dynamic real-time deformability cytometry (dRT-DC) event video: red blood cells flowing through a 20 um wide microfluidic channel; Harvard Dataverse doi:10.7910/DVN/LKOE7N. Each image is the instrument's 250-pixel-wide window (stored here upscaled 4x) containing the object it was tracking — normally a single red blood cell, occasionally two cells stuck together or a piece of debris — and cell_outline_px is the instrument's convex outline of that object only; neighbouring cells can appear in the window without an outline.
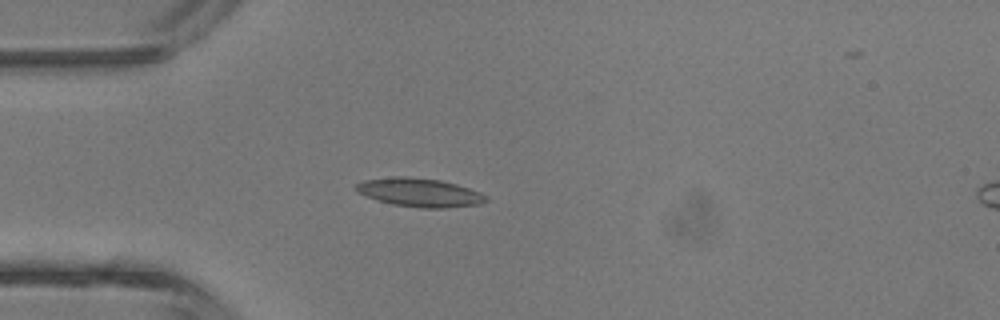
{"species": "common noctule bat (a hibernating species)", "species_latin": "Nyctalus noctula", "temperature_condition": "room temperature", "stored_images_in_passage": 2, "camera_frame_rate_fps": 3000, "um_per_image_px": 0.085, "animal": {"sex": "male", "body_mass_g": 13.3}, "frame": {"image": 1, "passage_image": 2, "time_ms": 2.0, "image_size_px": [1000, 320], "cell_outline_px": [[488, 200], [480, 204], [444, 208], [420, 208], [392, 204], [376, 200], [356, 192], [352, 188], [356, 184], [364, 180], [392, 176], [408, 176], [440, 180], [456, 184], [480, 192], [488, 196]], "centroid_in_image_um": [35.63, 16.36], "position_along_channel_um": 49.4, "area_um2": 21.91}}